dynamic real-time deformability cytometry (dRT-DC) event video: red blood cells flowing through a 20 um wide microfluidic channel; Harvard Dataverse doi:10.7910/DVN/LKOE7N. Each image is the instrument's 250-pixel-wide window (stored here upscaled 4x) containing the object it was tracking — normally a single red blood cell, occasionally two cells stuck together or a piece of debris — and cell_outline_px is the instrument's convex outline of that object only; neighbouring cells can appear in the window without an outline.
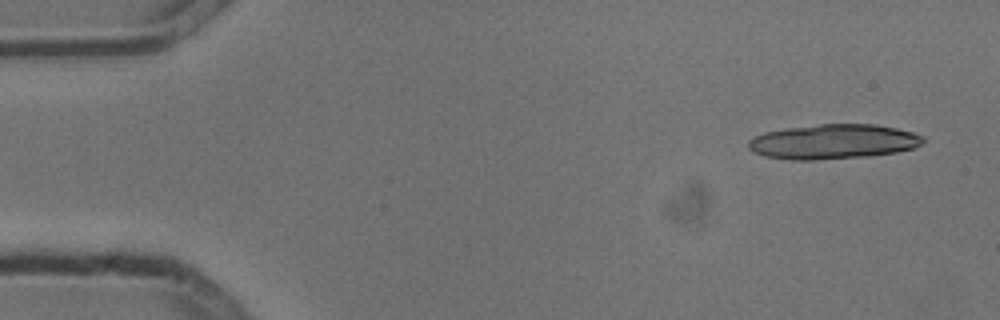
{"species": "common noctule bat (a hibernating species)", "species_latin": "Nyctalus noctula", "temperature_condition": "cold", "stored_images_in_passage": 5, "camera_frame_rate_fps": 3000, "um_per_image_px": 0.085, "animal": {"sex": "male", "body_mass_g": 13.3}, "frame": {"image": 1, "passage_image": 1, "time_ms": 0.0, "image_size_px": [1000, 320], "cell_outline_px": [[924, 144], [912, 148], [896, 152], [868, 156], [812, 160], [792, 160], [764, 156], [752, 152], [748, 148], [748, 140], [752, 136], [764, 132], [784, 128], [820, 124], [876, 124], [896, 128], [912, 132], [924, 136]], "centroid_in_image_um": [70.79, 12.04], "position_along_channel_um": 14.2, "area_um2": 35.66}}